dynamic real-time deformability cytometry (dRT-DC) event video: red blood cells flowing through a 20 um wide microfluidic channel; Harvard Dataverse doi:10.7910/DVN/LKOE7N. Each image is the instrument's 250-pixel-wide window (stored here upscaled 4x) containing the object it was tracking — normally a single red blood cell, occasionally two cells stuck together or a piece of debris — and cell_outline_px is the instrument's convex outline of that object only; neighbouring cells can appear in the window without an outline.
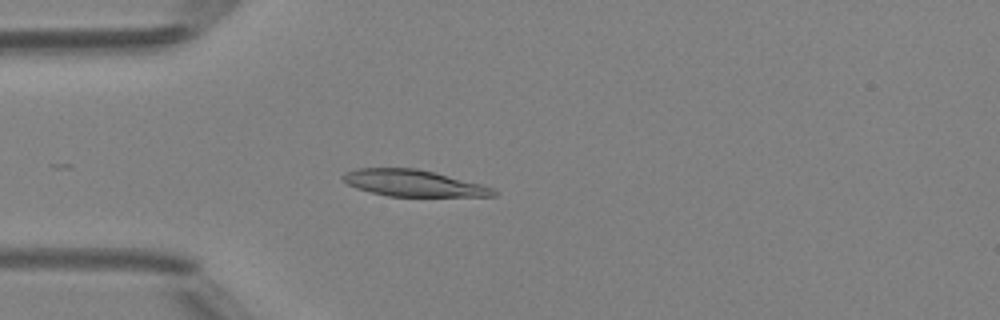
{"species": "Egyptian fruit bat (a non-hibernating species)", "species_latin": "Rousettus aegyptiacus", "temperature_condition": "room temperature", "stored_images_in_passage": 38, "camera_frame_rate_fps": 3000, "um_per_image_px": 0.085, "animal": {"sex": "female"}, "frame": {"image": 1, "passage_image": 13, "time_ms": 4.0, "image_size_px": [1000, 320], "cell_outline_px": [[496, 196], [388, 196], [356, 188], [348, 184], [340, 176], [344, 172], [356, 168], [416, 168], [480, 184], [492, 188], [496, 192]], "centroid_in_image_um": [35.06, 15.56], "position_along_channel_um": 49.9, "area_um2": 22.89}}
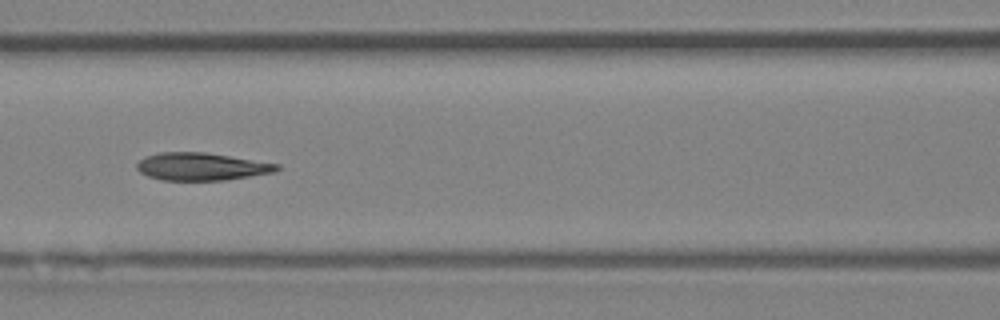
{"frame": {"image": 2, "passage_image": 21, "time_ms": 6.667, "image_size_px": [1000, 320], "cell_outline_px": [[280, 168], [276, 172], [224, 180], [160, 180], [148, 176], [140, 172], [136, 168], [136, 164], [144, 156], [160, 152], [204, 152], [280, 164]], "centroid_in_image_um": [17.1, 14.16], "position_along_channel_um": 149.5, "area_um2": 22.54}}
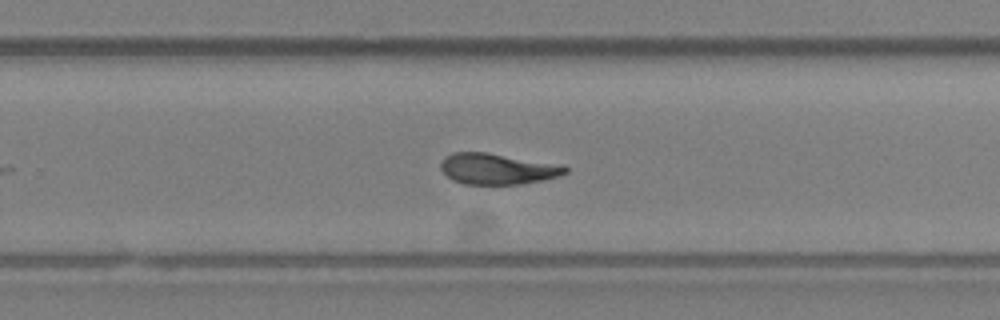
{"frame": {"image": 3, "passage_image": 31, "time_ms": 10.0, "image_size_px": [1000, 320], "cell_outline_px": [[568, 172], [560, 176], [520, 184], [464, 184], [452, 180], [440, 168], [440, 164], [444, 156], [452, 152], [484, 152], [568, 168]], "centroid_in_image_um": [42.14, 14.37], "position_along_channel_um": 287.7, "area_um2": 21.62}, "authors_computed_cell_mechanics": {"area_um2": 23.1489, "velocity_mm_per_s": 4.1788, "shape_relaxation_time_tau1_ms": 9.5357, "shape_relaxation_time_tau2_ms": 2.2173, "deformation_change_tau1": 0.2297, "deformation_change_tau2": 0.0893}}